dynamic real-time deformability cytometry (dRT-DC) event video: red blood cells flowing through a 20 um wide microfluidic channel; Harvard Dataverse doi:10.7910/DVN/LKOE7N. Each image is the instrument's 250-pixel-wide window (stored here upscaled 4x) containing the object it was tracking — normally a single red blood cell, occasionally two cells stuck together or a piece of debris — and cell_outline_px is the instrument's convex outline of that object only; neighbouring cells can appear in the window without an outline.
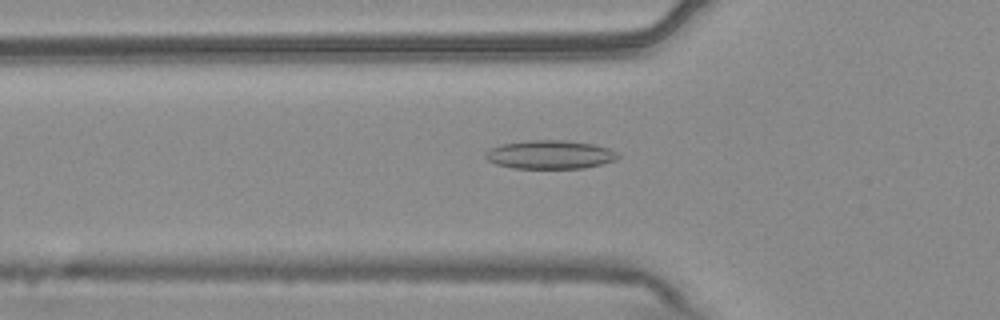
{"species": "common noctule bat (a hibernating species)", "species_latin": "Nyctalus noctula", "temperature_condition": "warm", "stored_images_in_passage": 55, "camera_frame_rate_fps": 3000, "um_per_image_px": 0.085, "animal": {"sex": "male", "body_mass_g": 20.4}, "frame": {"image": 1, "passage_image": 19, "time_ms": 6.0, "image_size_px": [1000, 320], "cell_outline_px": [[620, 156], [616, 160], [584, 168], [512, 168], [496, 164], [488, 160], [484, 156], [484, 152], [488, 148], [500, 144], [532, 140], [564, 140], [592, 144], [608, 148], [616, 152]], "centroid_in_image_um": [46.71, 13.14], "position_along_channel_um": 79.1, "area_um2": 22.08}}
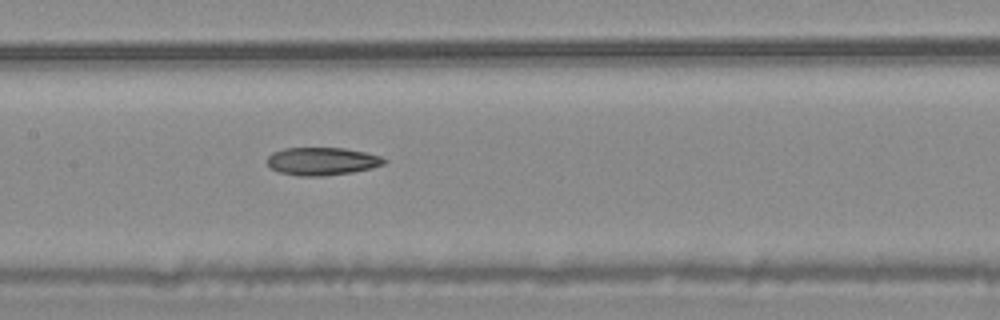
{"frame": {"image": 2, "passage_image": 27, "time_ms": 8.667, "image_size_px": [1000, 320], "cell_outline_px": [[388, 160], [384, 164], [372, 168], [352, 172], [324, 176], [296, 176], [280, 172], [272, 168], [268, 164], [268, 156], [272, 152], [284, 148], [344, 148], [364, 152], [380, 156]], "centroid_in_image_um": [27.38, 13.71], "position_along_channel_um": 180.0, "area_um2": 18.96}}
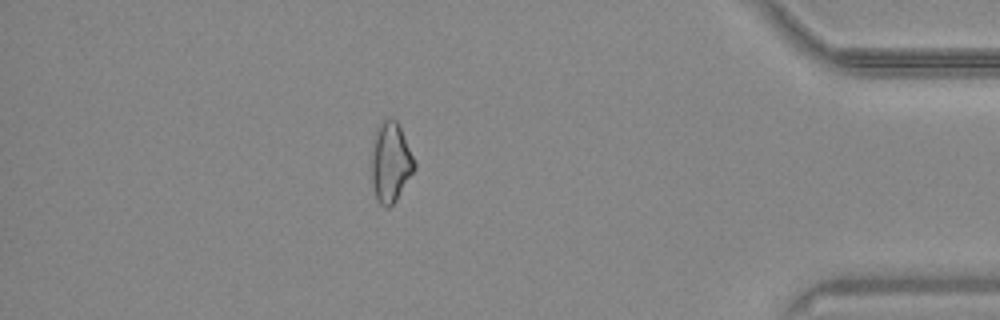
{"frame": {"image": 3, "passage_image": 48, "time_ms": 15.667, "image_size_px": [1000, 320], "cell_outline_px": [[416, 168], [396, 200], [388, 208], [384, 208], [376, 200], [372, 184], [372, 140], [376, 128], [388, 116], [392, 116], [396, 120], [416, 160]], "centroid_in_image_um": [33.2, 13.78], "position_along_channel_um": 402.0, "area_um2": 20.29}}